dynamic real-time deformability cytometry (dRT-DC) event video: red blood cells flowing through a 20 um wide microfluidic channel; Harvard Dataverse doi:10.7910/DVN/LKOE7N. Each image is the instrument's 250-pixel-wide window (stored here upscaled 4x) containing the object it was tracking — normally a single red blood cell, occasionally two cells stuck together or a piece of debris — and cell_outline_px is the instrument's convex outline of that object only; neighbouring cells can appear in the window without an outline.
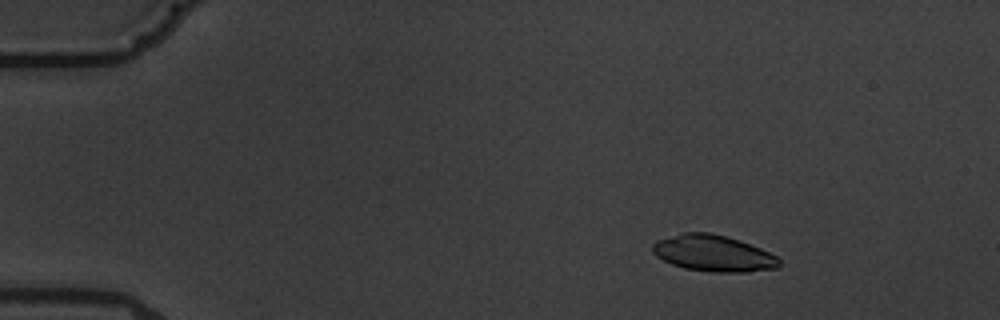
{"species": "common noctule bat (a hibernating species)", "species_latin": "Nyctalus noctula", "temperature_condition": "warm", "stored_images_in_passage": 7, "camera_frame_rate_fps": 3000, "um_per_image_px": 0.085, "animal": {"sex": "male", "body_mass_g": 19.5, "forearm_length_mm": 54.6}, "frame": {"image": 1, "passage_image": 2, "time_ms": 1.333, "image_size_px": [1000, 320], "cell_outline_px": [[780, 268], [748, 272], [712, 272], [684, 268], [672, 264], [656, 256], [652, 252], [652, 244], [656, 240], [684, 232], [708, 232], [740, 240], [760, 248], [776, 256], [780, 260]], "centroid_in_image_um": [60.63, 21.54], "position_along_channel_um": 24.4, "area_um2": 26.88}}
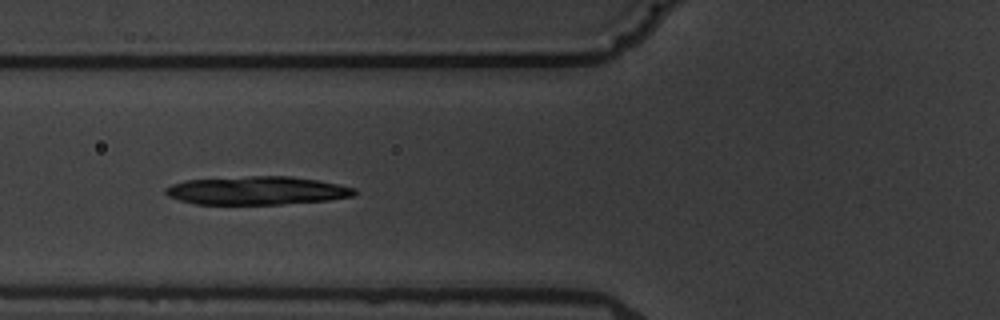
{"frame": {"image": 2, "passage_image": 6, "time_ms": 6.0, "image_size_px": [1000, 320], "cell_outline_px": [[356, 192], [352, 196], [328, 200], [280, 204], [196, 204], [180, 200], [168, 196], [164, 192], [164, 188], [172, 184], [184, 180], [248, 176], [292, 176], [320, 180], [356, 188]], "centroid_in_image_um": [21.83, 16.19], "position_along_channel_um": 104.0, "area_um2": 31.27}}
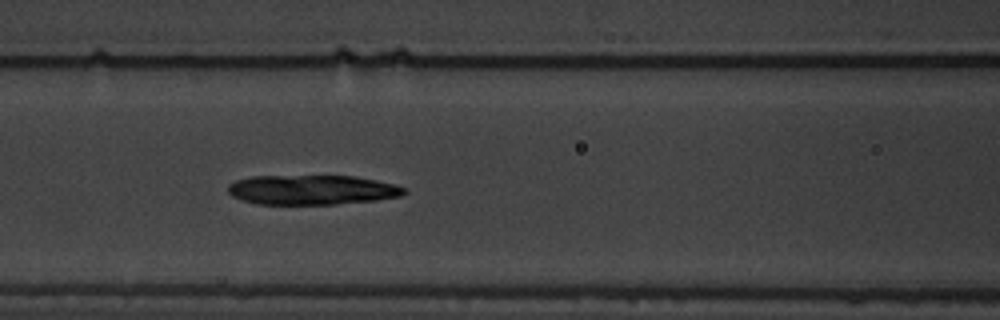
{"frame": {"image": 3, "passage_image": 7, "time_ms": 7.0, "image_size_px": [1000, 320], "cell_outline_px": [[408, 192], [400, 196], [376, 200], [336, 204], [256, 204], [240, 200], [232, 196], [228, 192], [228, 184], [236, 180], [252, 176], [352, 176], [376, 180], [396, 184], [408, 188]], "centroid_in_image_um": [26.53, 16.14], "position_along_channel_um": 140.1, "area_um2": 30.69}}